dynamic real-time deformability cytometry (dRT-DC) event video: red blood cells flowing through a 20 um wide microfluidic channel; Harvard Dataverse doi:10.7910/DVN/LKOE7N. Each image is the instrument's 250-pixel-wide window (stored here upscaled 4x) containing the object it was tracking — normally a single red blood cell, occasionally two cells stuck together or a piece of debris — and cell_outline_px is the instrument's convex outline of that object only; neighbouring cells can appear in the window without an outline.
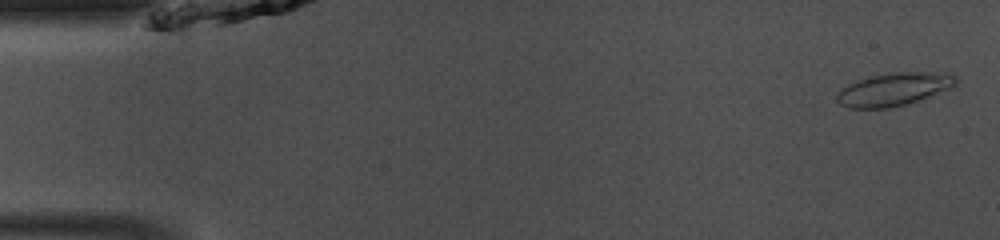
{"species": "common noctule bat (a hibernating species)", "species_latin": "Nyctalus noctula", "temperature_condition": "room temperature", "stored_images_in_passage": 48, "camera_frame_rate_fps": 3000, "um_per_image_px": 0.085, "animal": {"sex": "male", "body_mass_g": 13.0, "forearm_length_mm": 53.1}, "frame": {"image": 1, "passage_image": 2, "time_ms": 0.333, "image_size_px": [1000, 240], "cell_outline_px": [[960, 80], [952, 88], [904, 104], [888, 108], [848, 108], [840, 104], [836, 100], [836, 96], [848, 84], [872, 76], [888, 72], [952, 72]], "centroid_in_image_um": [76.05, 7.56], "position_along_channel_um": 9.0, "area_um2": 22.77}}
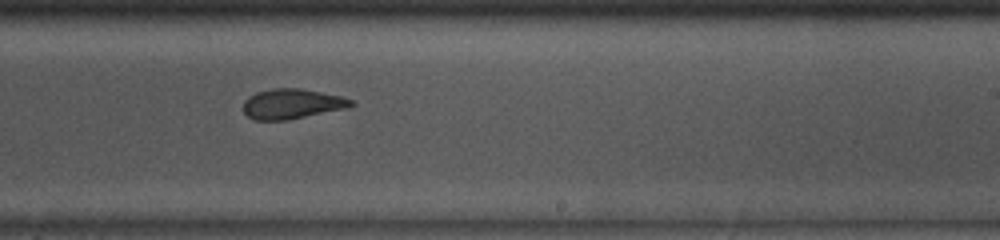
{"frame": {"image": 2, "passage_image": 29, "time_ms": 9.333, "image_size_px": [1000, 240], "cell_outline_px": [[356, 104], [352, 108], [288, 120], [256, 120], [248, 116], [244, 112], [244, 100], [248, 96], [256, 92], [272, 88], [300, 88], [340, 96], [352, 100]], "centroid_in_image_um": [24.86, 8.83], "position_along_channel_um": 264.1, "area_um2": 19.13}}
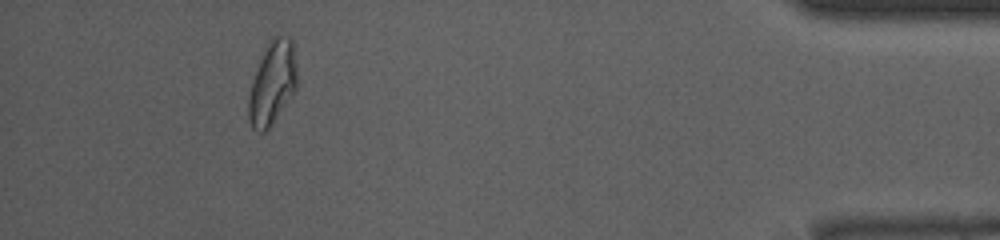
{"frame": {"image": 3, "passage_image": 44, "time_ms": 14.333, "image_size_px": [1000, 240], "cell_outline_px": [[296, 92], [272, 124], [264, 132], [260, 132], [252, 128], [248, 120], [248, 96], [252, 80], [264, 48], [272, 36], [292, 36], [296, 68]], "centroid_in_image_um": [23.15, 7.05], "position_along_channel_um": 412.1, "area_um2": 23.81}, "authors_computed_cell_mechanics": {"area_um2": 20.8369, "velocity_mm_per_s": 4.1288, "shape_relaxation_time_tau1_ms": 6.6534, "shape_relaxation_time_tau2_ms": 1.8925, "deformation_change_tau1": 0.1974, "deformation_change_tau2": 0.0687}}